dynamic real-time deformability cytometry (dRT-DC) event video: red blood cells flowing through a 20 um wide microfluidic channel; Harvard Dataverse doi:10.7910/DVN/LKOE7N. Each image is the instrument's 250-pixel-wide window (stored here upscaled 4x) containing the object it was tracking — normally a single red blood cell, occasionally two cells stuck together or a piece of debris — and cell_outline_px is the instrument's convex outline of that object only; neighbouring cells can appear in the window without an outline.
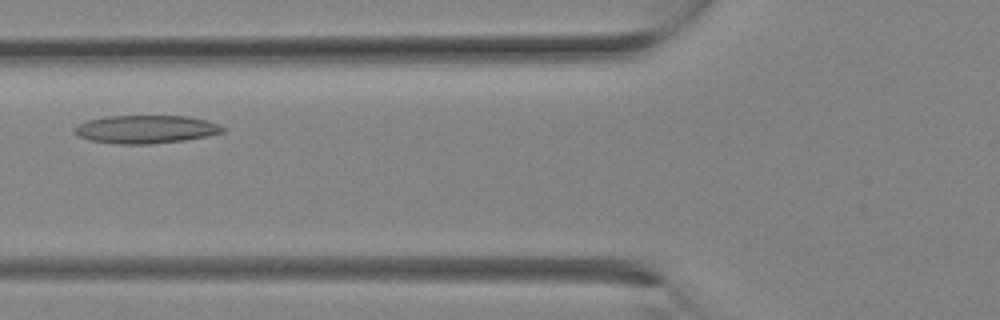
{"species": "Egyptian fruit bat (a non-hibernating species)", "species_latin": "Rousettus aegyptiacus", "temperature_condition": "room temperature", "stored_images_in_passage": 7, "camera_frame_rate_fps": 3000, "um_per_image_px": 0.085, "animal": {"sex": "female"}, "frame": {"image": 1, "passage_image": 6, "time_ms": 1.667, "image_size_px": [1000, 320], "cell_outline_px": [[228, 128], [224, 132], [184, 140], [148, 144], [112, 144], [88, 140], [72, 132], [72, 128], [76, 124], [88, 120], [108, 116], [188, 116], [208, 120]], "centroid_in_image_um": [12.36, 10.99], "position_along_channel_um": 113.4, "area_um2": 24.51}}